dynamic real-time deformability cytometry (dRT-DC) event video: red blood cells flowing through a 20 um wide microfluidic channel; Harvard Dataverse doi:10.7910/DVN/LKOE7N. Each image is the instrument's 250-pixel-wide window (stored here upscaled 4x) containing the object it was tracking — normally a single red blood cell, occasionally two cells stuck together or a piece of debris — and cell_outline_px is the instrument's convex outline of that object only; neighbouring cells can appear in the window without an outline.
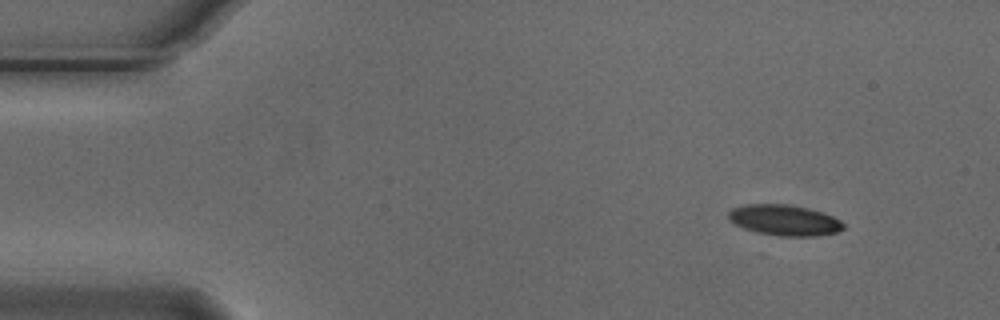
{"species": "Egyptian fruit bat (a non-hibernating species)", "species_latin": "Rousettus aegyptiacus", "temperature_condition": "cold", "stored_images_in_passage": 7, "camera_frame_rate_fps": 3000, "um_per_image_px": 0.085, "animal": {"sex": "male"}, "frame": {"image": 1, "passage_image": 2, "time_ms": 0.333, "image_size_px": [1000, 320], "cell_outline_px": [[844, 228], [836, 232], [820, 236], [780, 236], [756, 232], [744, 228], [728, 220], [728, 212], [732, 208], [744, 204], [788, 204], [808, 208], [824, 212], [840, 220], [844, 224]], "centroid_in_image_um": [66.67, 18.71], "position_along_channel_um": 18.3, "area_um2": 20.75}}
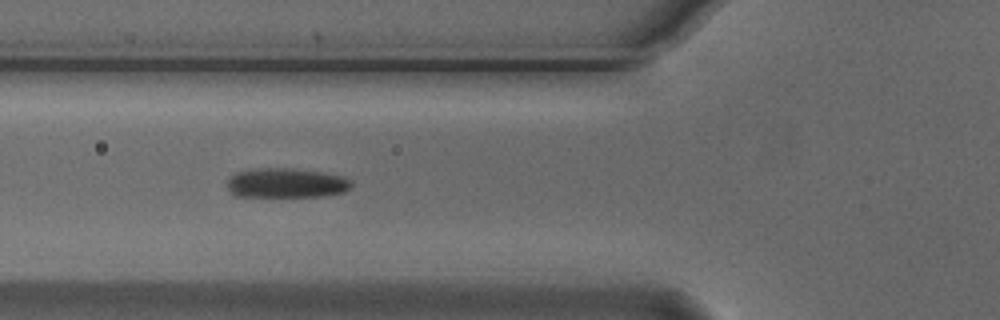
{"frame": {"image": 2, "passage_image": 6, "time_ms": 1.667, "image_size_px": [1000, 320], "cell_outline_px": [[352, 184], [344, 192], [324, 196], [232, 196], [228, 192], [228, 176], [232, 172], [260, 168], [292, 168], [320, 172], [340, 176], [352, 180]], "centroid_in_image_um": [24.26, 15.55], "position_along_channel_um": 101.5, "area_um2": 21.56}}
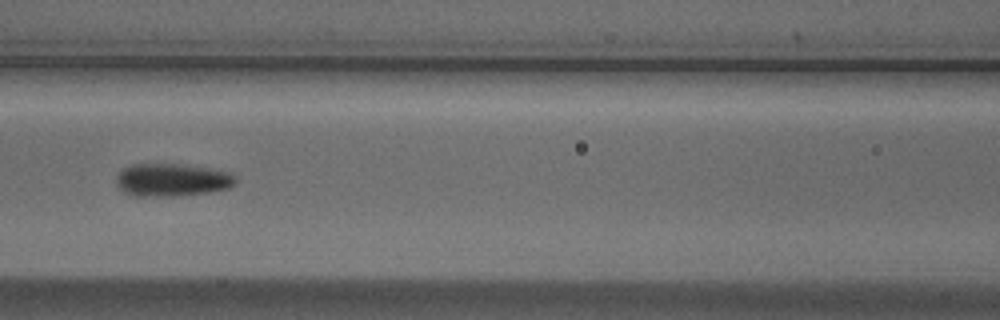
{"frame": {"image": 3, "passage_image": 7, "time_ms": 2.0, "image_size_px": [1000, 320], "cell_outline_px": [[236, 184], [228, 188], [208, 192], [172, 196], [132, 196], [124, 192], [116, 184], [116, 176], [124, 168], [132, 164], [176, 164], [208, 168], [228, 172], [236, 176]], "centroid_in_image_um": [14.6, 15.3], "position_along_channel_um": 152.0, "area_um2": 22.72}}